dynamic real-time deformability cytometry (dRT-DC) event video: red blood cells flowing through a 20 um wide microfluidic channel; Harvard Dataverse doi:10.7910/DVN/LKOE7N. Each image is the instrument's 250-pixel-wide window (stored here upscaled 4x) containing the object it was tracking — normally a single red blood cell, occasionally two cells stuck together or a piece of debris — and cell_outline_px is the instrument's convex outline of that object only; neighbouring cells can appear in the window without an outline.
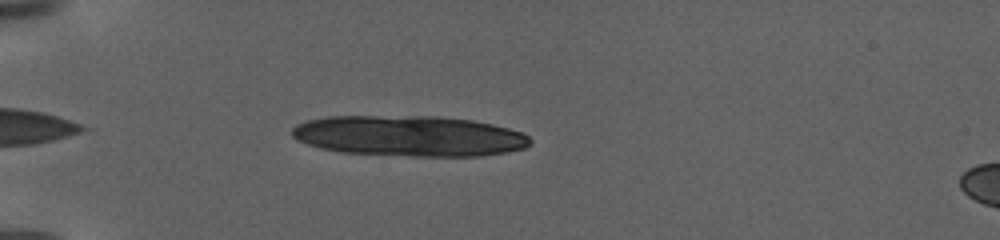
{"species": "human", "species_latin": "Homo sapiens", "temperature_condition": "warm", "stored_images_in_passage": 10, "camera_frame_rate_fps": 3000, "um_per_image_px": 0.085, "donor": {"sex": "female"}, "frame": {"image": 1, "passage_image": 3, "time_ms": 0.333, "image_size_px": [1000, 240], "cell_outline_px": [[532, 144], [524, 148], [508, 152], [480, 156], [412, 156], [340, 152], [320, 148], [296, 140], [292, 136], [292, 128], [296, 124], [308, 120], [328, 116], [440, 116], [472, 120], [492, 124], [524, 132], [532, 140]], "centroid_in_image_um": [34.81, 11.55], "position_along_channel_um": 50.2, "area_um2": 56.82}}